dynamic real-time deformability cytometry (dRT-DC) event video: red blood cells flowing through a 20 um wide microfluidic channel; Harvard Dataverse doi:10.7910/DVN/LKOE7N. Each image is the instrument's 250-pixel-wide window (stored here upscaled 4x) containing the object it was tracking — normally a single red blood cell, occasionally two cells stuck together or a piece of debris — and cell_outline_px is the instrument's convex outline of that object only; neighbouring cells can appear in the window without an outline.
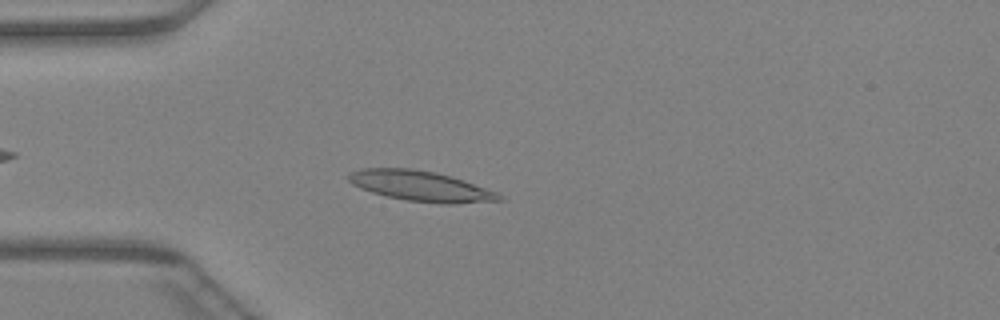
{"species": "Egyptian fruit bat (a non-hibernating species)", "species_latin": "Rousettus aegyptiacus", "temperature_condition": "warm", "stored_images_in_passage": 22, "camera_frame_rate_fps": 3000, "um_per_image_px": 0.085, "animal": {"sex": "female"}, "frame": {"image": 1, "passage_image": 12, "time_ms": 3.667, "image_size_px": [1000, 320], "cell_outline_px": [[504, 200], [456, 204], [440, 204], [408, 200], [388, 196], [372, 192], [360, 188], [352, 184], [344, 176], [348, 172], [360, 168], [412, 168], [436, 172], [452, 176], [464, 180], [496, 192], [504, 196]], "centroid_in_image_um": [35.74, 15.81], "position_along_channel_um": 49.3, "area_um2": 26.88}}
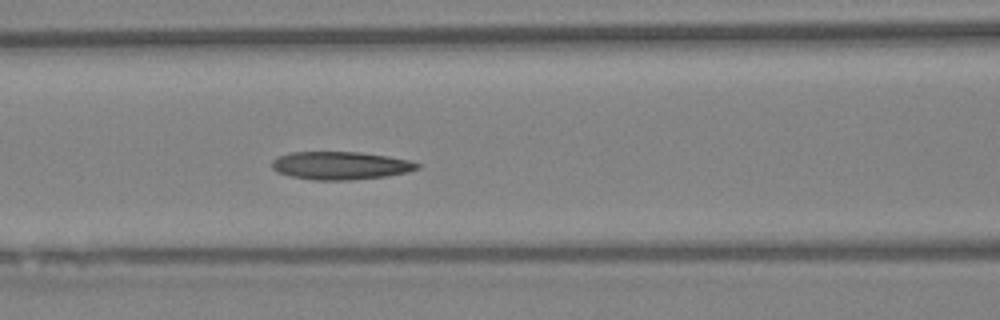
{"frame": {"image": 2, "passage_image": 19, "time_ms": 6.0, "image_size_px": [1000, 320], "cell_outline_px": [[420, 168], [408, 172], [384, 176], [352, 180], [312, 180], [292, 176], [276, 172], [272, 168], [272, 160], [276, 156], [288, 152], [360, 152], [388, 156], [408, 160], [420, 164]], "centroid_in_image_um": [28.9, 14.07], "position_along_channel_um": 137.7, "area_um2": 23.81}}
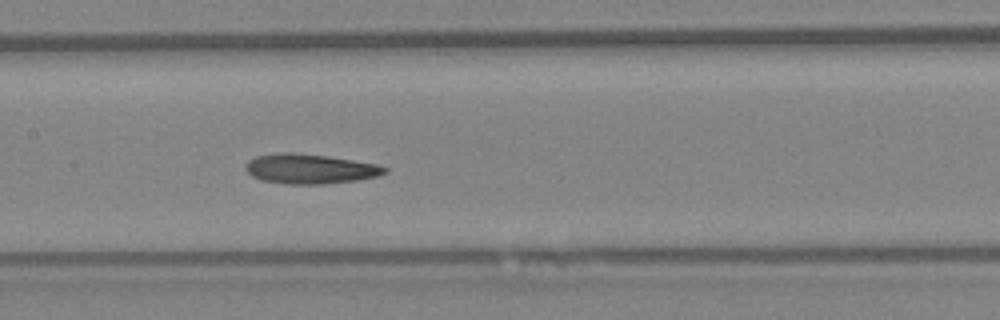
{"frame": {"image": 3, "passage_image": 22, "time_ms": 7.0, "image_size_px": [1000, 320], "cell_outline_px": [[388, 172], [376, 176], [356, 180], [324, 184], [288, 184], [260, 180], [252, 176], [244, 168], [244, 164], [248, 160], [256, 156], [280, 152], [292, 152], [328, 156], [376, 164], [388, 168]], "centroid_in_image_um": [26.3, 14.35], "position_along_channel_um": 181.1, "area_um2": 24.16}}